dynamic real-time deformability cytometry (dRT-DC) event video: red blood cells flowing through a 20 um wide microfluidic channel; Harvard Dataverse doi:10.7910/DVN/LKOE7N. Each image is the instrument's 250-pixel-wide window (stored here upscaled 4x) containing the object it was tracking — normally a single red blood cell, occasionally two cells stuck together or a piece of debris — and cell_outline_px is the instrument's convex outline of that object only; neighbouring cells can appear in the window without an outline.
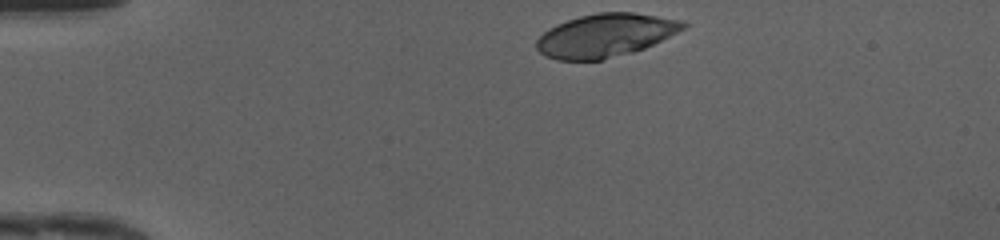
{"species": "human", "species_latin": "Homo sapiens", "temperature_condition": "cold", "stored_images_in_passage": 32, "camera_frame_rate_fps": 3000, "um_per_image_px": 0.085, "donor": {"sex": "female"}, "frame": {"image": 1, "passage_image": 1, "time_ms": 0.0, "image_size_px": [1000, 240], "cell_outline_px": [[688, 24], [684, 28], [644, 48], [632, 52], [600, 60], [556, 60], [544, 56], [536, 48], [536, 40], [548, 28], [556, 24], [580, 16], [600, 12], [632, 12], [684, 20]], "centroid_in_image_um": [51.42, 3.0], "position_along_channel_um": 33.6, "area_um2": 36.76}}
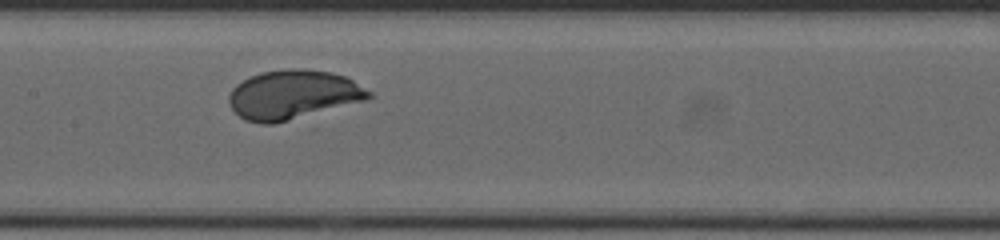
{"frame": {"image": 2, "passage_image": 16, "time_ms": 5.0, "image_size_px": [1000, 240], "cell_outline_px": [[376, 96], [368, 100], [272, 124], [260, 124], [244, 120], [232, 108], [228, 100], [228, 96], [232, 88], [236, 84], [260, 72], [288, 68], [304, 68], [332, 72], [344, 76], [352, 80], [372, 92]], "centroid_in_image_um": [24.93, 8.04], "position_along_channel_um": 182.5, "area_um2": 40.17}}
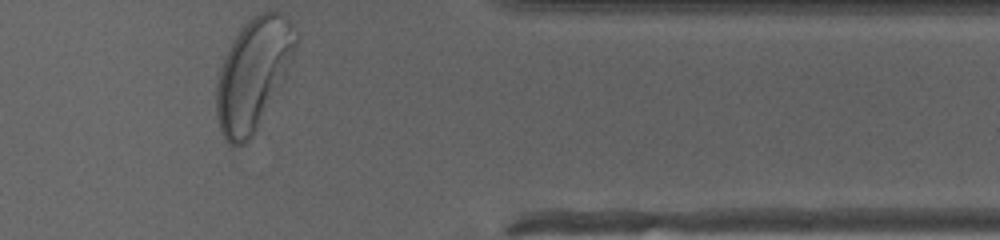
{"frame": {"image": 3, "passage_image": 32, "time_ms": 10.333, "image_size_px": [1000, 240], "cell_outline_px": [[296, 44], [284, 80], [252, 136], [244, 144], [236, 148], [232, 148], [224, 140], [216, 116], [216, 84], [220, 68], [224, 56], [228, 48], [244, 24], [248, 20], [260, 12], [280, 12], [288, 20], [296, 36]], "centroid_in_image_um": [21.48, 6.36], "position_along_channel_um": 389.9, "area_um2": 50.92}, "authors_computed_cell_mechanics": {"area_um2": 39.0728, "velocity_mm_per_s": 4.1559, "shape_relaxation_time_tau1_ms": 1.4778, "shape_relaxation_time_tau2_ms": null, "deformation_change_tau1": 0.1319, "deformation_change_tau2": null}}